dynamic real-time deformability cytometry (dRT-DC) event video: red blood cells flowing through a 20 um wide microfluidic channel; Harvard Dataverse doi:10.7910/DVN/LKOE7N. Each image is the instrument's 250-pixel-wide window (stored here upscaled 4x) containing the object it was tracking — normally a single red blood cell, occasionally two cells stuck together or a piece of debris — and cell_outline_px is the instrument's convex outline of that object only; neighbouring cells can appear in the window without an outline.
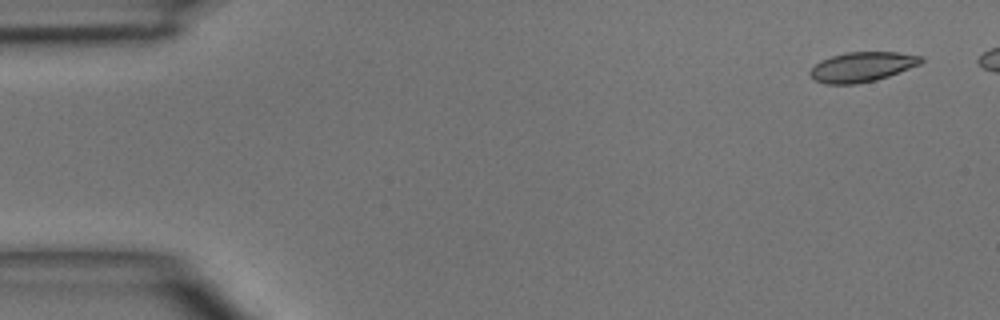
{"species": "common noctule bat (a hibernating species)", "species_latin": "Nyctalus noctula", "temperature_condition": "room temperature", "stored_images_in_passage": 5, "camera_frame_rate_fps": 3000, "um_per_image_px": 0.085, "animal": {"sex": "male", "body_mass_g": 15.6}, "frame": {"image": 1, "passage_image": 1, "time_ms": 0.0, "image_size_px": [1000, 320], "cell_outline_px": [[924, 60], [920, 64], [888, 76], [876, 80], [856, 84], [828, 84], [816, 80], [808, 72], [820, 60], [832, 56], [848, 52], [896, 52], [924, 56]], "centroid_in_image_um": [73.3, 5.68], "position_along_channel_um": 11.7, "area_um2": 19.13}}